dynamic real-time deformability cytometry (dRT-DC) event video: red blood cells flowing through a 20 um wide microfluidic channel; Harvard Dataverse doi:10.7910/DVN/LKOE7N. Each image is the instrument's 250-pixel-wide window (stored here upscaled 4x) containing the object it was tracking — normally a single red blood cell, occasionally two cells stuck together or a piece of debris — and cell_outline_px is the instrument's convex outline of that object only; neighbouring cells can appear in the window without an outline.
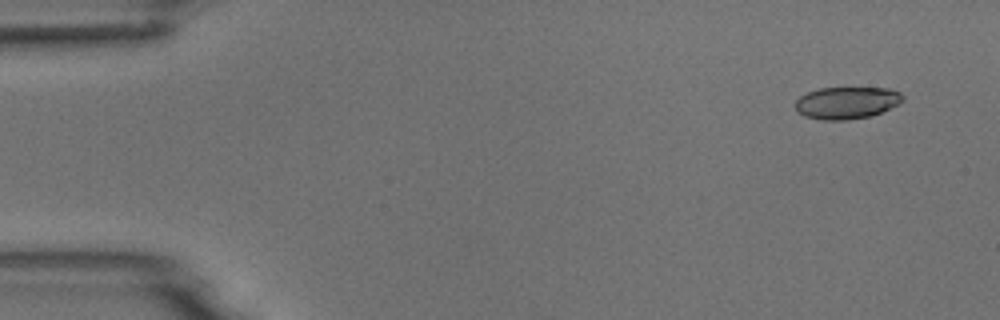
{"species": "common noctule bat (a hibernating species)", "species_latin": "Nyctalus noctula", "temperature_condition": "room temperature", "stored_images_in_passage": 52, "camera_frame_rate_fps": 3000, "um_per_image_px": 0.085, "animal": {"sex": "male", "body_mass_g": 18.8}, "frame": {"image": 1, "passage_image": 1, "time_ms": 0.0, "image_size_px": [1000, 320], "cell_outline_px": [[904, 100], [900, 104], [880, 112], [868, 116], [844, 120], [824, 120], [804, 116], [796, 108], [796, 100], [800, 96], [808, 92], [820, 88], [888, 88], [900, 92], [904, 96]], "centroid_in_image_um": [72.0, 8.72], "position_along_channel_um": 13.0, "area_um2": 19.94}}
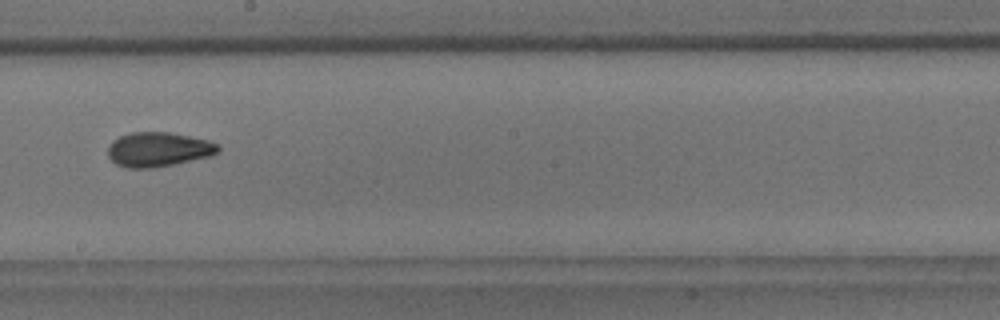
{"frame": {"image": 2, "passage_image": 28, "time_ms": 9.0, "image_size_px": [1000, 320], "cell_outline_px": [[220, 152], [212, 156], [176, 164], [156, 168], [124, 168], [116, 164], [108, 156], [108, 144], [112, 140], [120, 136], [132, 132], [168, 132], [208, 140], [216, 144], [220, 148]], "centroid_in_image_um": [13.45, 12.72], "position_along_channel_um": 234.7, "area_um2": 22.43}}
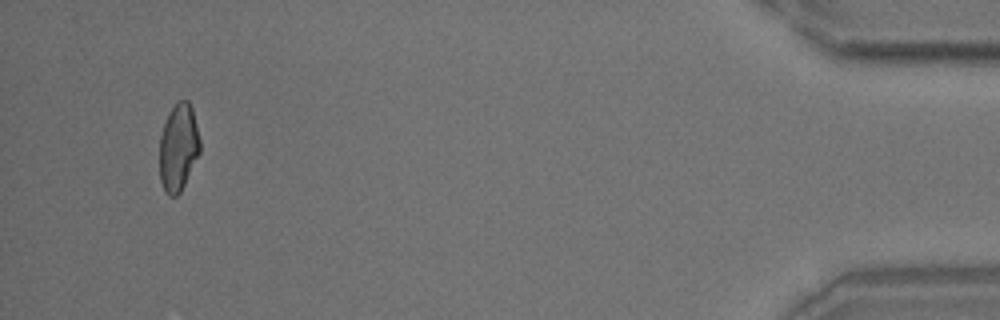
{"frame": {"image": 3, "passage_image": 49, "time_ms": 16.0, "image_size_px": [1000, 320], "cell_outline_px": [[200, 152], [180, 192], [176, 196], [168, 196], [164, 192], [160, 180], [160, 136], [168, 112], [180, 100], [188, 100], [192, 108], [200, 140]], "centroid_in_image_um": [15.15, 12.54], "position_along_channel_um": 420.0, "area_um2": 20.46}, "authors_computed_cell_mechanics": {"area_um2": 21.2704, "velocity_mm_per_s": 3.7277, "shape_relaxation_time_tau1_ms": 7.8404, "shape_relaxation_time_tau2_ms": 2.1235, "deformation_change_tau1": 0.1786, "deformation_change_tau2": 0.0767}}